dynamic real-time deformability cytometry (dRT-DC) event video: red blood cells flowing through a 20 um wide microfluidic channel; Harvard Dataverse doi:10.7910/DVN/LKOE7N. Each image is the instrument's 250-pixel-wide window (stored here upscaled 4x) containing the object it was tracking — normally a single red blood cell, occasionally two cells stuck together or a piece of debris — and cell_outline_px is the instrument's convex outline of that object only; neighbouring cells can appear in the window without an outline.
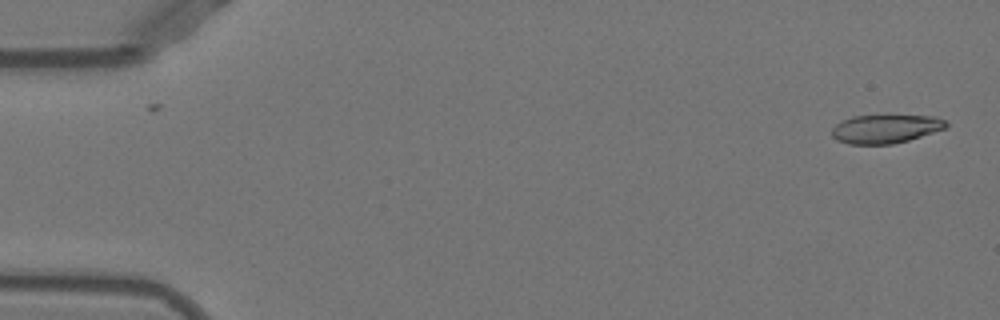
{"species": "Egyptian fruit bat (a non-hibernating species)", "species_latin": "Rousettus aegyptiacus", "temperature_condition": "warm", "stored_images_in_passage": 27, "camera_frame_rate_fps": 3000, "um_per_image_px": 0.085, "animal": {"sex": "female"}, "frame": {"image": 1, "passage_image": 1, "time_ms": 0.0, "image_size_px": [1000, 320], "cell_outline_px": [[948, 128], [908, 140], [892, 144], [848, 144], [836, 140], [832, 136], [832, 128], [840, 120], [852, 116], [936, 116], [944, 120], [948, 124]], "centroid_in_image_um": [75.26, 10.96], "position_along_channel_um": 9.7, "area_um2": 19.07}}
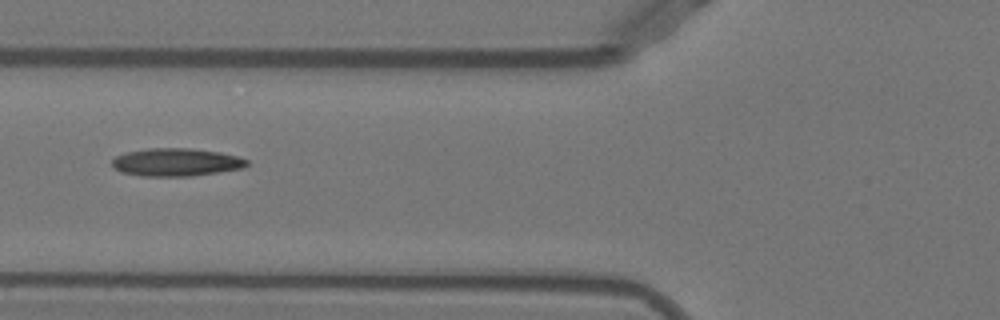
{"frame": {"image": 2, "passage_image": 19, "time_ms": 6.0, "image_size_px": [1000, 320], "cell_outline_px": [[248, 164], [244, 168], [192, 176], [140, 176], [120, 172], [112, 168], [112, 160], [116, 156], [124, 152], [148, 148], [188, 148], [220, 152], [236, 156], [248, 160]], "centroid_in_image_um": [14.93, 13.79], "position_along_channel_um": 110.9, "area_um2": 22.08}}
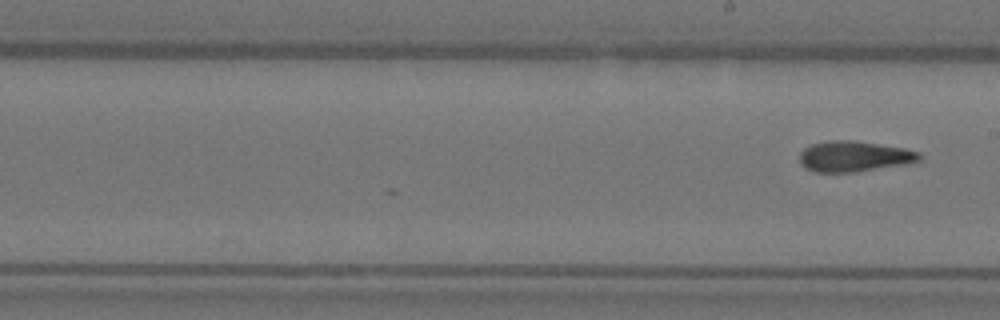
{"frame": {"image": 3, "passage_image": 27, "time_ms": 8.667, "image_size_px": [1000, 320], "cell_outline_px": [[920, 160], [900, 164], [852, 172], [816, 172], [804, 168], [800, 164], [800, 152], [804, 148], [812, 144], [828, 140], [856, 140], [904, 148], [920, 152]], "centroid_in_image_um": [72.53, 13.27], "position_along_channel_um": 216.5, "area_um2": 21.15}}